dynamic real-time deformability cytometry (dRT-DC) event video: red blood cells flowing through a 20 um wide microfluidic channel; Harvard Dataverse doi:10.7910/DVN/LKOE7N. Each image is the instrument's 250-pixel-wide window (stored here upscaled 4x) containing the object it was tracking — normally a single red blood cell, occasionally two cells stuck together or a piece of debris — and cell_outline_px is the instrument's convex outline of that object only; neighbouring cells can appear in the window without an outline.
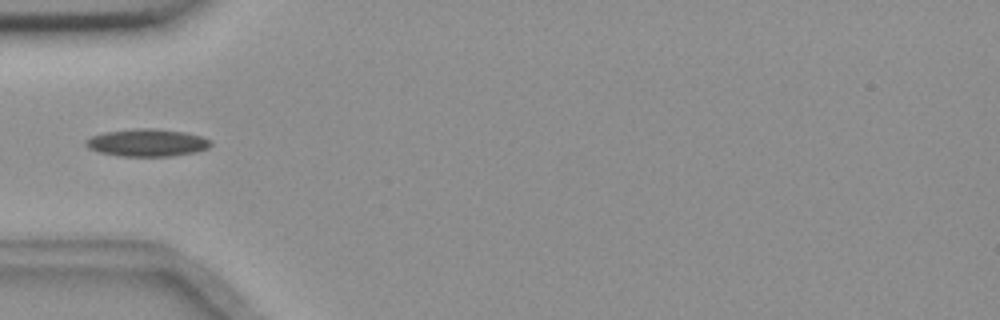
{"species": "common noctule bat (a hibernating species)", "species_latin": "Nyctalus noctula", "temperature_condition": "room temperature", "stored_images_in_passage": 6, "camera_frame_rate_fps": 3000, "um_per_image_px": 0.085, "animal": {"sex": "female", "body_mass_g": 18.4}, "frame": {"image": 1, "passage_image": 3, "time_ms": 0.667, "image_size_px": [1000, 320], "cell_outline_px": [[212, 144], [208, 148], [196, 152], [172, 156], [120, 156], [100, 152], [88, 148], [84, 144], [84, 140], [92, 136], [104, 132], [136, 128], [152, 128], [184, 132], [200, 136], [212, 140]], "centroid_in_image_um": [12.5, 12.13], "position_along_channel_um": 72.5, "area_um2": 20.06}}
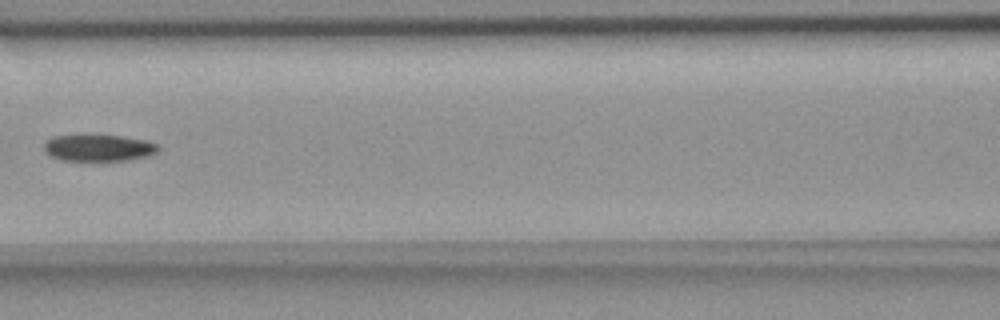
{"frame": {"image": 2, "passage_image": 5, "time_ms": 1.333, "image_size_px": [1000, 320], "cell_outline_px": [[160, 148], [156, 152], [148, 156], [132, 160], [60, 160], [44, 152], [44, 144], [52, 136], [120, 136], [144, 140], [156, 144]], "centroid_in_image_um": [8.38, 12.58], "position_along_channel_um": 158.2, "area_um2": 17.4}}
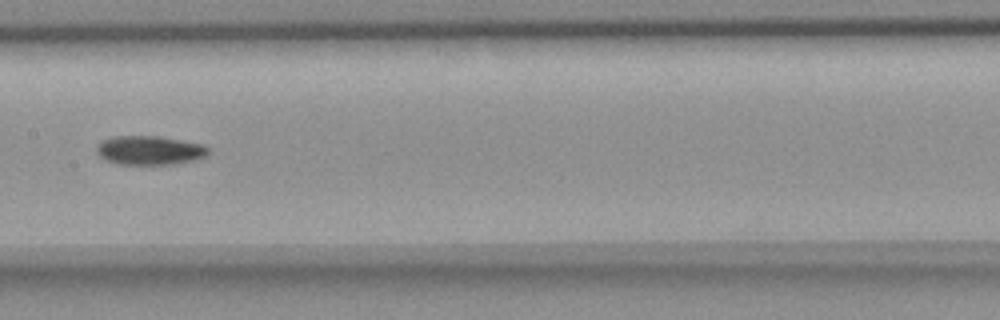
{"frame": {"image": 3, "passage_image": 6, "time_ms": 1.667, "image_size_px": [1000, 320], "cell_outline_px": [[208, 152], [204, 156], [196, 160], [172, 164], [116, 164], [104, 160], [96, 152], [96, 144], [104, 140], [116, 136], [160, 136], [204, 144], [208, 148]], "centroid_in_image_um": [12.69, 12.77], "position_along_channel_um": 194.7, "area_um2": 18.96}}